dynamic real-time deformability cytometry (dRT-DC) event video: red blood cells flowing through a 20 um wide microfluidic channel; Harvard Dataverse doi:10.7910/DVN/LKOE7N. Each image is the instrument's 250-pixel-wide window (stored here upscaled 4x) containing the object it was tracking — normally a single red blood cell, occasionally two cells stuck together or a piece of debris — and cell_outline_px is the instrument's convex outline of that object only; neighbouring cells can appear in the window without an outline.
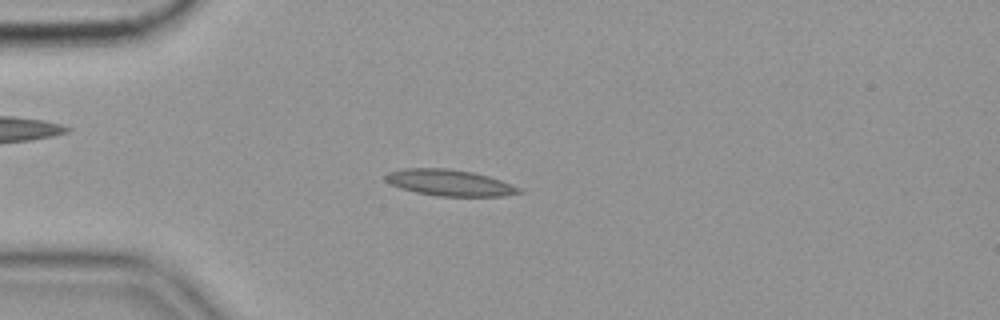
{"species": "common noctule bat (a hibernating species)", "species_latin": "Nyctalus noctula", "temperature_condition": "cold", "stored_images_in_passage": 56, "camera_frame_rate_fps": 3000, "um_per_image_px": 0.085, "animal": {"sex": "female", "body_mass_g": 19.9}, "frame": {"image": 1, "passage_image": 14, "time_ms": 4.333, "image_size_px": [1000, 320], "cell_outline_px": [[524, 192], [504, 196], [440, 196], [416, 192], [400, 188], [384, 180], [384, 176], [388, 172], [404, 168], [448, 168], [472, 172], [488, 176], [512, 184], [520, 188]], "centroid_in_image_um": [38.21, 15.53], "position_along_channel_um": 46.8, "area_um2": 20.4}}
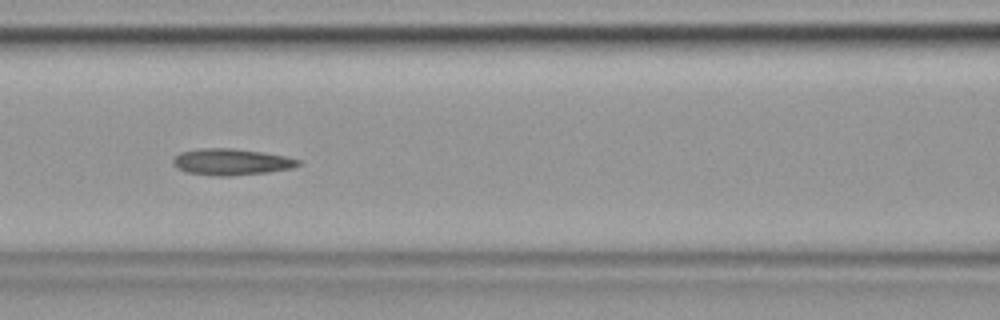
{"frame": {"image": 2, "passage_image": 24, "time_ms": 7.667, "image_size_px": [1000, 320], "cell_outline_px": [[300, 164], [292, 168], [268, 172], [224, 176], [216, 176], [184, 172], [176, 168], [172, 164], [172, 160], [180, 152], [200, 148], [232, 148], [260, 152], [284, 156], [300, 160]], "centroid_in_image_um": [19.6, 13.76], "position_along_channel_um": 147.0, "area_um2": 19.19}}
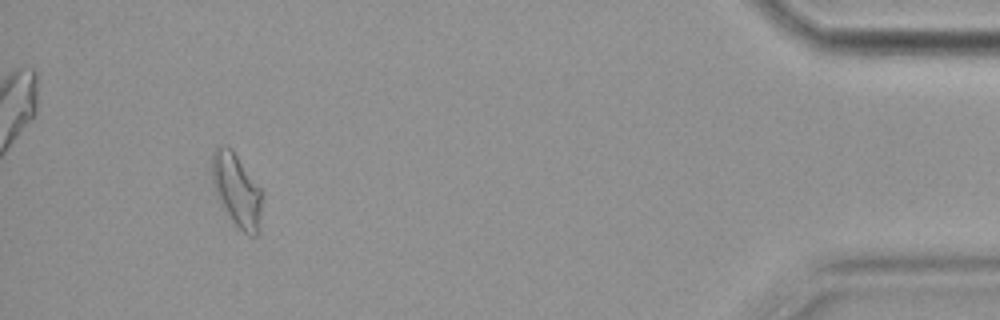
{"frame": {"image": 3, "passage_image": 52, "time_ms": 17.0, "image_size_px": [1000, 320], "cell_outline_px": [[264, 196], [260, 220], [256, 236], [248, 236], [232, 220], [216, 196], [212, 184], [212, 152], [216, 144], [228, 144], [232, 148], [264, 192]], "centroid_in_image_um": [20.13, 16.09], "position_along_channel_um": 415.1, "area_um2": 21.85}, "authors_computed_cell_mechanics": {"area_um2": 19.1896, "velocity_mm_per_s": 3.5421, "shape_relaxation_time_tau1_ms": 6.7236, "shape_relaxation_time_tau2_ms": 4.5534, "deformation_change_tau1": 0.1695, "deformation_change_tau2": 0.08}}